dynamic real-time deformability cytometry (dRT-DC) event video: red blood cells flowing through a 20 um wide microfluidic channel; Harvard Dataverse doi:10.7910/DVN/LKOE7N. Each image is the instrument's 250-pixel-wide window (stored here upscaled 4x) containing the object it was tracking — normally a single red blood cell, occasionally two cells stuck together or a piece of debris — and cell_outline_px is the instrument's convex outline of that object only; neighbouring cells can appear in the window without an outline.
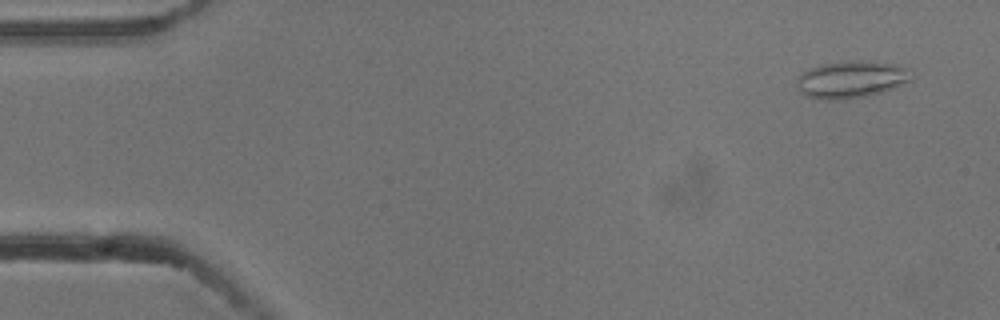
{"species": "common noctule bat (a hibernating species)", "species_latin": "Nyctalus noctula", "temperature_condition": "cold", "stored_images_in_passage": 5, "camera_frame_rate_fps": 3000, "um_per_image_px": 0.085, "animal": {"sex": "male", "body_mass_g": 13.3}, "frame": {"image": 1, "passage_image": 1, "time_ms": 0.0, "image_size_px": [1000, 320], "cell_outline_px": [[912, 80], [904, 84], [880, 92], [864, 96], [832, 100], [824, 100], [804, 96], [796, 80], [808, 68], [824, 64], [848, 60], [860, 60], [896, 64], [912, 68]], "centroid_in_image_um": [72.41, 6.73], "position_along_channel_um": 12.6, "area_um2": 24.8}}